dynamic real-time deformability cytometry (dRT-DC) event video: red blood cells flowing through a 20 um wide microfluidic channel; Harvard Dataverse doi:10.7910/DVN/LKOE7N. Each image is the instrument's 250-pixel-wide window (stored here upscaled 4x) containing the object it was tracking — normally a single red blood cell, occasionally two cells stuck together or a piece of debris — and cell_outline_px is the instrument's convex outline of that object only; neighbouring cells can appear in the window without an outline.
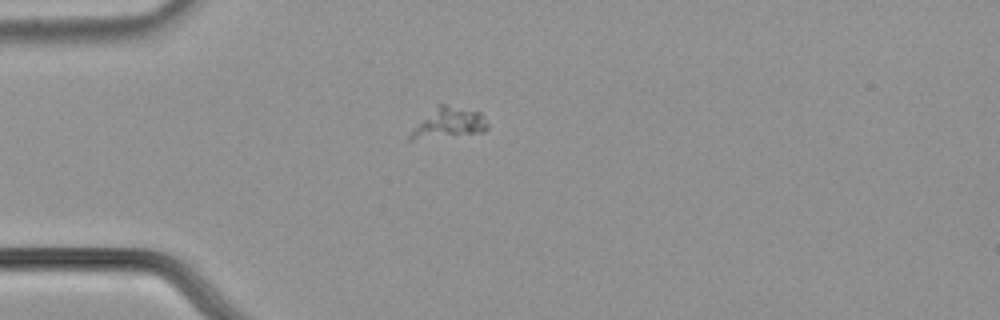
{"species": "common noctule bat (a hibernating species)", "species_latin": "Nyctalus noctula", "temperature_condition": "cold", "stored_images_in_passage": 60, "camera_frame_rate_fps": 3000, "um_per_image_px": 0.085, "animal": {"sex": "male", "body_mass_g": 21.5, "forearm_length_mm": 52.0}, "frame": {"image": 1, "passage_image": 18, "time_ms": 5.667, "image_size_px": [1000, 320], "cell_outline_px": [[488, 128], [484, 132], [412, 140], [408, 140], [408, 136], [436, 104], [444, 104], [480, 112], [484, 116], [488, 124]], "centroid_in_image_um": [38.17, 10.45], "position_along_channel_um": 46.8, "area_um2": 13.41}}
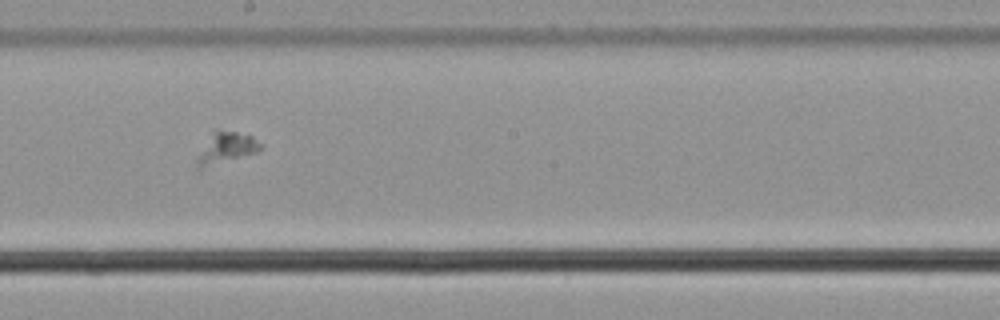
{"frame": {"image": 2, "passage_image": 35, "time_ms": 11.333, "image_size_px": [1000, 320], "cell_outline_px": [[264, 144], [256, 152], [200, 168], [196, 168], [196, 160], [212, 128], [216, 128], [236, 132], [252, 136]], "centroid_in_image_um": [19.21, 12.5], "position_along_channel_um": 229.0, "area_um2": 11.39}}
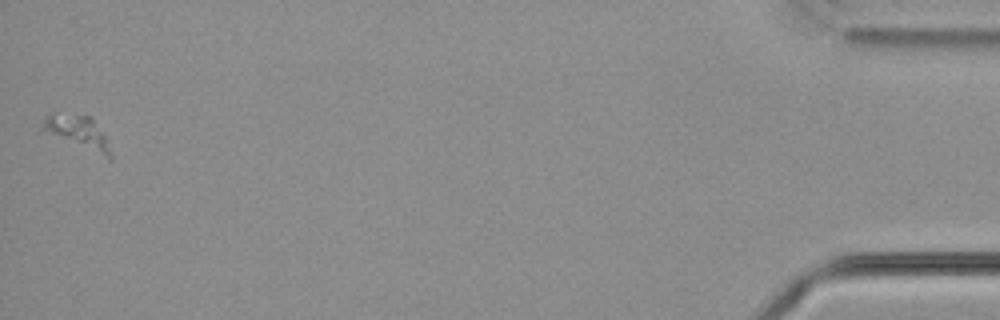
{"frame": {"image": 3, "passage_image": 60, "time_ms": 19.667, "image_size_px": [1000, 320], "cell_outline_px": [[112, 160], [108, 160], [40, 132], [44, 116], [92, 116], [104, 136], [112, 156]], "centroid_in_image_um": [6.61, 11.35], "position_along_channel_um": 428.6, "area_um2": 13.18}}